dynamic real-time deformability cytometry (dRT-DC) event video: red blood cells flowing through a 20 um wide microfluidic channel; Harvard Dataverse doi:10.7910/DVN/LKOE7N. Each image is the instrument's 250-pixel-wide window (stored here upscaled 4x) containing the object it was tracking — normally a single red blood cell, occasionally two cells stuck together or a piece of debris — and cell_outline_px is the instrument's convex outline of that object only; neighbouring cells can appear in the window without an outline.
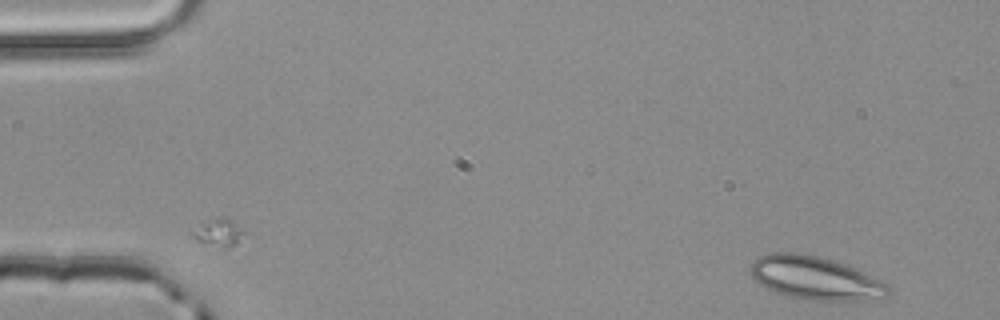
{"species": "common noctule bat (a hibernating species)", "species_latin": "Nyctalus noctula", "temperature_condition": "room temperature", "stored_images_in_passage": 4, "camera_frame_rate_fps": 3000, "um_per_image_px": 0.085, "animal": {"sex": "male", "body_mass_g": 20.4}, "frame": {"image": 1, "passage_image": 1, "time_ms": 0.0, "image_size_px": [1000, 320], "cell_outline_px": [[888, 296], [880, 300], [816, 300], [792, 296], [776, 292], [760, 284], [748, 272], [748, 268], [760, 256], [768, 252], [796, 252], [816, 256], [832, 260], [844, 264], [872, 276], [888, 284]], "centroid_in_image_um": [69.3, 23.63], "position_along_channel_um": 15.7, "area_um2": 34.39}}